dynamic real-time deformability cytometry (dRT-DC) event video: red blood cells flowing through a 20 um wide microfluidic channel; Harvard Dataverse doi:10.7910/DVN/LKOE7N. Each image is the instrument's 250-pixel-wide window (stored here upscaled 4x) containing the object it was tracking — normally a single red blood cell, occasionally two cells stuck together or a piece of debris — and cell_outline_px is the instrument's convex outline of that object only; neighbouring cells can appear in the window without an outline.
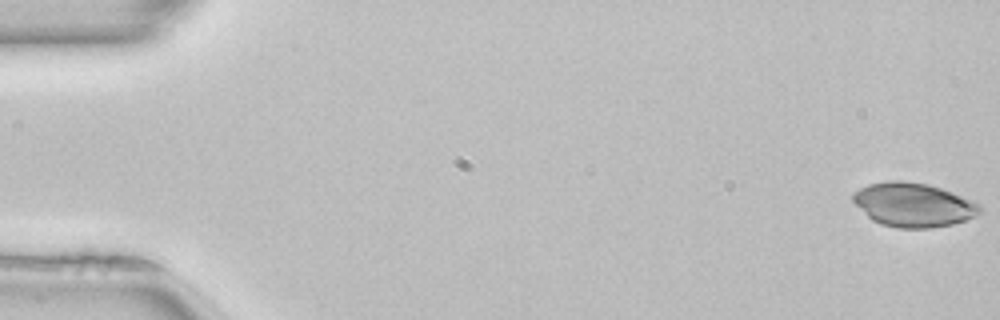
{"species": "common noctule bat (a hibernating species)", "species_latin": "Nyctalus noctula", "temperature_condition": "room temperature", "stored_images_in_passage": 51, "camera_frame_rate_fps": 3000, "um_per_image_px": 0.085, "animal": {"sex": "female", "body_mass_g": 22.7, "forearm_length_mm": 54.2}, "frame": {"image": 1, "passage_image": 1, "time_ms": 0.0, "image_size_px": [1000, 320], "cell_outline_px": [[984, 212], [964, 220], [952, 224], [932, 228], [896, 228], [880, 224], [872, 220], [852, 200], [852, 192], [868, 184], [888, 180], [904, 180], [928, 184], [952, 192], [972, 200], [980, 204], [984, 208]], "centroid_in_image_um": [77.65, 17.4], "position_along_channel_um": 7.4, "area_um2": 32.77}}
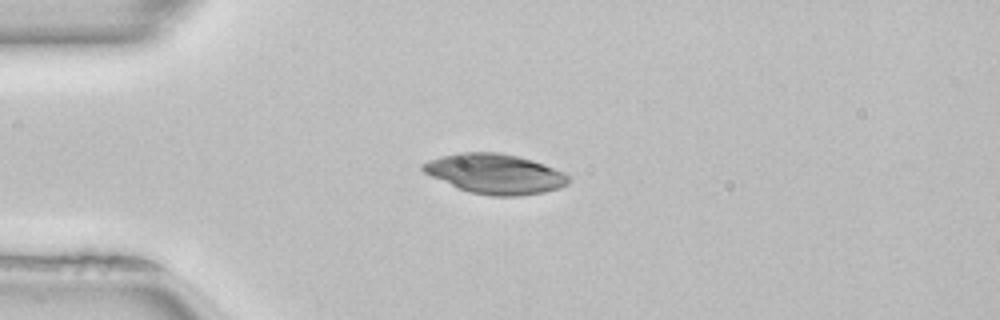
{"frame": {"image": 2, "passage_image": 13, "time_ms": 4.0, "image_size_px": [1000, 320], "cell_outline_px": [[572, 180], [568, 184], [560, 188], [544, 192], [516, 196], [492, 196], [468, 192], [456, 188], [424, 172], [420, 168], [420, 164], [428, 160], [440, 156], [460, 152], [500, 152], [532, 160], [544, 164], [564, 172], [572, 176]], "centroid_in_image_um": [42.09, 14.77], "position_along_channel_um": 42.9, "area_um2": 34.16}}